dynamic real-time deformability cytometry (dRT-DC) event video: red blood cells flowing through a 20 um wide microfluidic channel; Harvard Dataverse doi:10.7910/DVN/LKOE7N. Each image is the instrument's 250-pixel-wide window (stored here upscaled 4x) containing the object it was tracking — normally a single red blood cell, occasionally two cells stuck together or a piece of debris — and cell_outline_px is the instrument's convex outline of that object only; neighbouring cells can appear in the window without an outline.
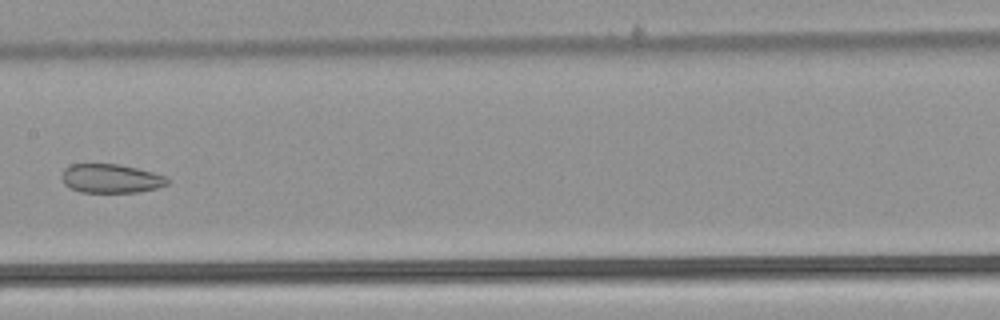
{"species": "common noctule bat (a hibernating species)", "species_latin": "Nyctalus noctula", "temperature_condition": "warm", "stored_images_in_passage": 8, "camera_frame_rate_fps": 3000, "um_per_image_px": 0.085, "animal": {"sex": "male", "body_mass_g": 21.5, "forearm_length_mm": 52.0}, "frame": {"image": 1, "passage_image": 8, "time_ms": 2.333, "image_size_px": [1000, 320], "cell_outline_px": [[168, 184], [156, 188], [136, 192], [80, 192], [68, 188], [64, 184], [64, 168], [72, 164], [116, 164], [136, 168], [152, 172], [164, 176], [168, 180]], "centroid_in_image_um": [9.41, 15.18], "position_along_channel_um": 198.0, "area_um2": 17.51}}